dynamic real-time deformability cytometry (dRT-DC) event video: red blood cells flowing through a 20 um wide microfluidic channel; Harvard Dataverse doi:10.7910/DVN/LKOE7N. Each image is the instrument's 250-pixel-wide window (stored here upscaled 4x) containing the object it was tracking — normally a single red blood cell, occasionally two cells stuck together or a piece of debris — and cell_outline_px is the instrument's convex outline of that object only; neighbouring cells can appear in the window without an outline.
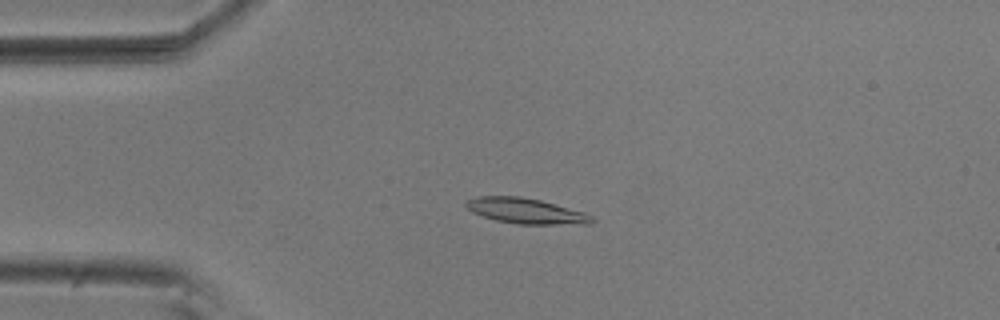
{"species": "common noctule bat (a hibernating species)", "species_latin": "Nyctalus noctula", "temperature_condition": "room temperature", "stored_images_in_passage": 30, "camera_frame_rate_fps": 3000, "um_per_image_px": 0.085, "animal": {"sex": "male", "body_mass_g": 20.5, "forearm_length_mm": 52.5}, "frame": {"image": 1, "passage_image": 13, "time_ms": 4.0, "image_size_px": [1000, 320], "cell_outline_px": [[596, 220], [592, 224], [516, 224], [496, 220], [472, 212], [464, 204], [468, 200], [476, 196], [520, 196], [540, 200], [584, 212], [592, 216]], "centroid_in_image_um": [44.72, 17.93], "position_along_channel_um": 40.3, "area_um2": 18.61}}
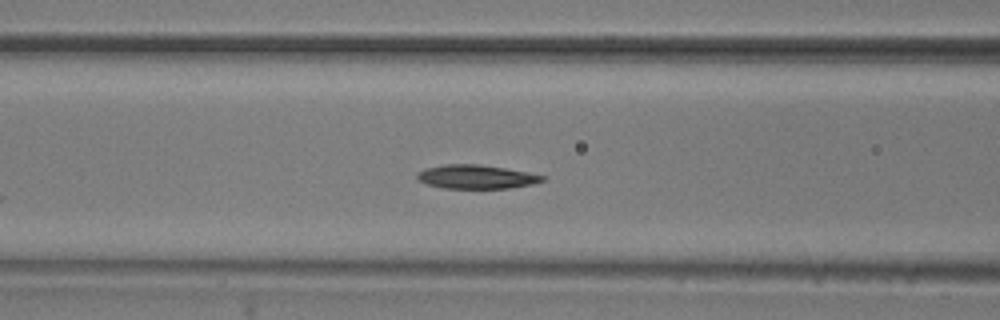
{"frame": {"image": 2, "passage_image": 22, "time_ms": 7.0, "image_size_px": [1000, 320], "cell_outline_px": [[544, 180], [532, 184], [508, 188], [444, 188], [428, 184], [416, 180], [416, 172], [424, 168], [444, 164], [480, 164], [528, 172], [544, 176]], "centroid_in_image_um": [40.41, 15.02], "position_along_channel_um": 126.2, "area_um2": 17.4}}
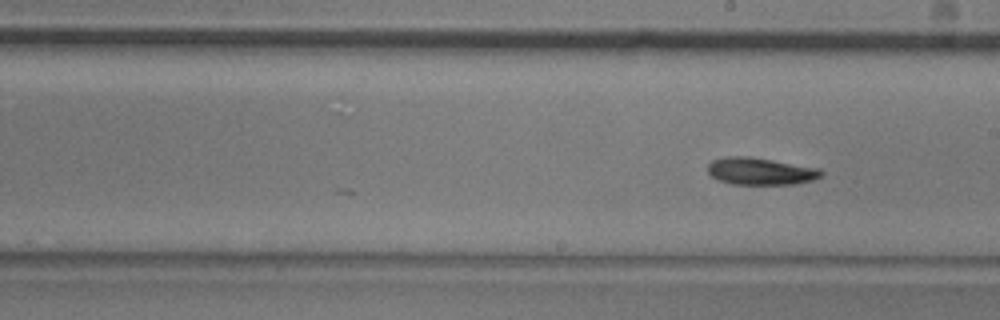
{"frame": {"image": 3, "passage_image": 30, "time_ms": 9.667, "image_size_px": [1000, 320], "cell_outline_px": [[824, 176], [812, 180], [796, 184], [732, 184], [720, 180], [712, 176], [708, 172], [708, 164], [712, 160], [724, 156], [748, 156], [820, 168], [824, 172]], "centroid_in_image_um": [64.67, 14.55], "position_along_channel_um": 224.3, "area_um2": 18.03}}